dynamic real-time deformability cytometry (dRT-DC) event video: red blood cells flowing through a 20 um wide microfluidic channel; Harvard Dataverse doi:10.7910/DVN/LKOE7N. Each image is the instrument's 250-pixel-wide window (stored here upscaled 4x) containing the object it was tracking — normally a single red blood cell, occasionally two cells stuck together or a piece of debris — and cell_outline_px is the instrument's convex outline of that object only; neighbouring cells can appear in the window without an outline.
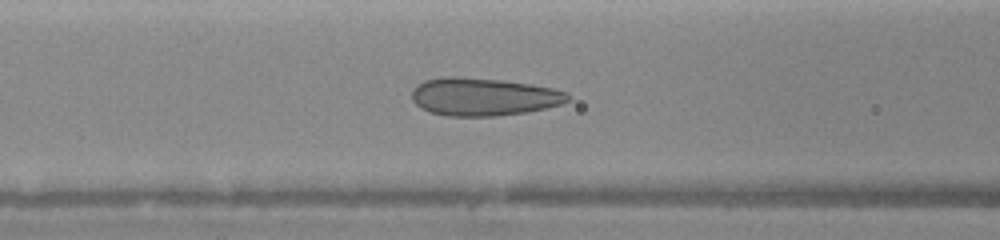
{"species": "human", "species_latin": "Homo sapiens", "temperature_condition": "warm", "stored_images_in_passage": 22, "camera_frame_rate_fps": 3000, "um_per_image_px": 0.085, "donor": {"sex": "female"}, "frame": {"image": 1, "passage_image": 7, "time_ms": 1.333, "image_size_px": [1000, 240], "cell_outline_px": [[568, 100], [560, 104], [544, 108], [524, 112], [496, 116], [448, 116], [428, 112], [420, 108], [412, 100], [412, 92], [424, 80], [444, 76], [456, 76], [500, 80], [532, 84], [552, 88], [564, 92], [568, 96]], "centroid_in_image_um": [41.04, 8.22], "position_along_channel_um": 125.6, "area_um2": 34.16}}
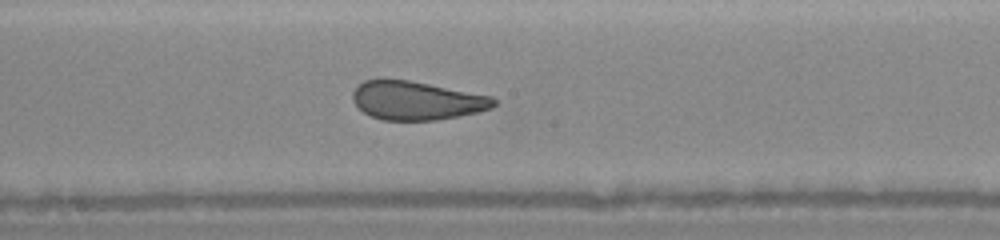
{"frame": {"image": 2, "passage_image": 15, "time_ms": 3.333, "image_size_px": [1000, 240], "cell_outline_px": [[496, 104], [492, 108], [460, 116], [436, 120], [384, 120], [372, 116], [364, 112], [352, 100], [352, 92], [364, 80], [380, 76], [384, 76], [408, 80], [492, 96], [496, 100]], "centroid_in_image_um": [35.37, 8.51], "position_along_channel_um": 212.8, "area_um2": 32.08}}
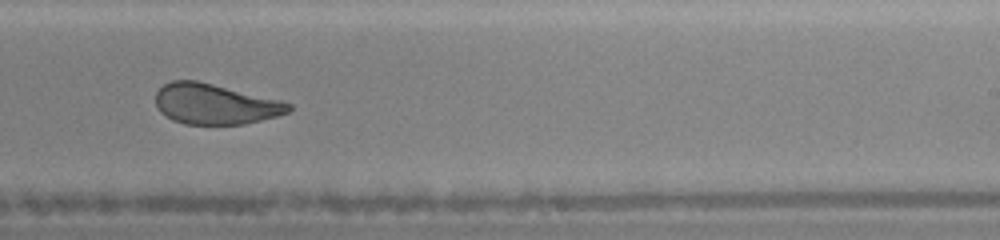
{"frame": {"image": 3, "passage_image": 18, "time_ms": 4.667, "image_size_px": [1000, 240], "cell_outline_px": [[292, 108], [288, 112], [276, 116], [244, 124], [184, 124], [172, 120], [160, 112], [156, 104], [156, 92], [164, 84], [172, 80], [196, 80], [280, 100], [292, 104]], "centroid_in_image_um": [18.25, 8.84], "position_along_channel_um": 270.7, "area_um2": 31.15}}